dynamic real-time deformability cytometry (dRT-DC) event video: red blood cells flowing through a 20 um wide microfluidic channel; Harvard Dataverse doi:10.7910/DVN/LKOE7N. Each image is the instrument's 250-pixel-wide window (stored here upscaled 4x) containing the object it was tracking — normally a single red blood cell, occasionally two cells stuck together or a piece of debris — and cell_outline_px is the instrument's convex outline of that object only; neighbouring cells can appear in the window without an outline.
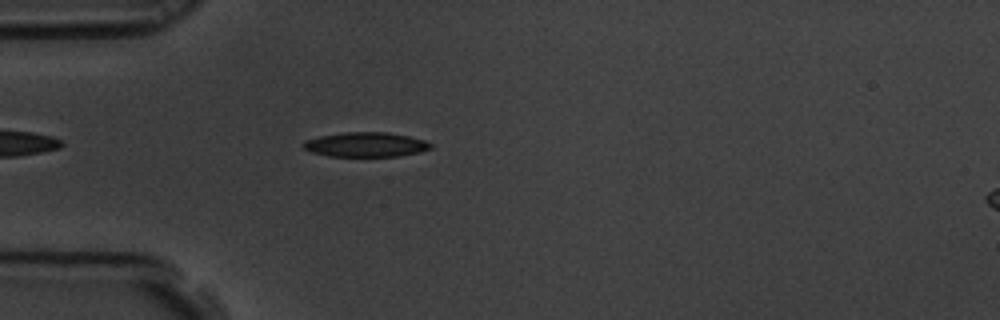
{"species": "common noctule bat (a hibernating species)", "species_latin": "Nyctalus noctula", "temperature_condition": "room temperature", "stored_images_in_passage": 47, "camera_frame_rate_fps": 3000, "um_per_image_px": 0.085, "animal": {"sex": "male", "body_mass_g": 19.5, "forearm_length_mm": 54.6}, "frame": {"image": 1, "passage_image": 6, "time_ms": 1.667, "image_size_px": [1000, 320], "cell_outline_px": [[432, 148], [420, 152], [396, 156], [328, 156], [312, 152], [304, 148], [304, 140], [320, 136], [344, 132], [388, 132], [408, 136], [424, 140], [432, 144]], "centroid_in_image_um": [31.1, 12.28], "position_along_channel_um": 53.9, "area_um2": 18.15}}
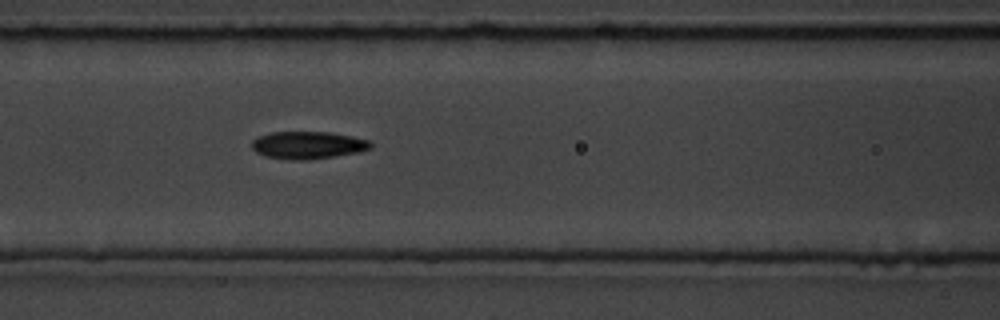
{"frame": {"image": 2, "passage_image": 14, "time_ms": 4.333, "image_size_px": [1000, 320], "cell_outline_px": [[372, 148], [360, 152], [308, 160], [288, 160], [264, 156], [256, 152], [252, 148], [252, 140], [260, 136], [272, 132], [328, 132], [352, 136], [368, 140], [372, 144]], "centroid_in_image_um": [26.17, 12.34], "position_along_channel_um": 140.4, "area_um2": 19.07}}
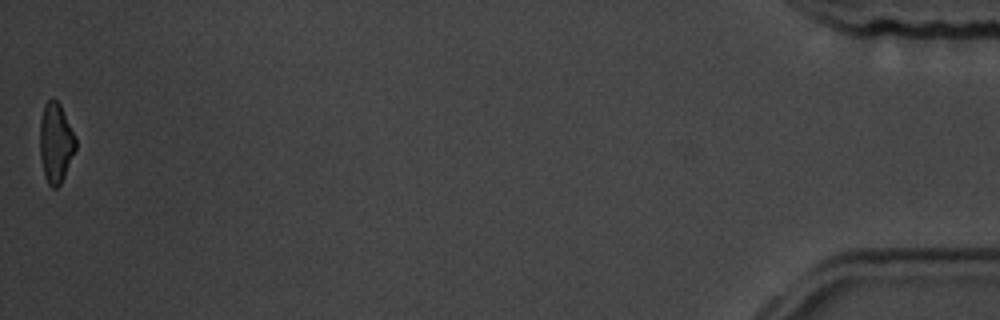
{"frame": {"image": 3, "passage_image": 47, "time_ms": 15.333, "image_size_px": [1000, 320], "cell_outline_px": [[76, 148], [64, 176], [60, 184], [56, 188], [52, 188], [48, 184], [44, 176], [40, 156], [40, 120], [44, 104], [52, 96], [60, 104], [76, 136]], "centroid_in_image_um": [4.73, 12.12], "position_along_channel_um": 430.5, "area_um2": 16.76}, "authors_computed_cell_mechanics": {"area_um2": 18.4382, "velocity_mm_per_s": 3.5317, "shape_relaxation_time_tau1_ms": 3.5094, "shape_relaxation_time_tau2_ms": 2.9744, "deformation_change_tau1": 0.1383, "deformation_change_tau2": 0.0937}}